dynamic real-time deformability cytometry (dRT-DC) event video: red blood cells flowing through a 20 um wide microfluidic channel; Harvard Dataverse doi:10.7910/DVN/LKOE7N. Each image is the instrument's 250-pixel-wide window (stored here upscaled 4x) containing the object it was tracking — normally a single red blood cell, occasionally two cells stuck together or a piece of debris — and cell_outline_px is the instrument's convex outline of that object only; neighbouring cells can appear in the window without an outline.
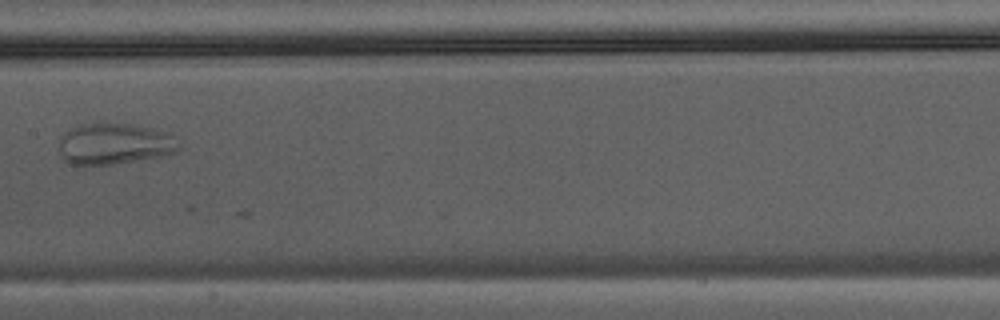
{"species": "Egyptian fruit bat (a non-hibernating species)", "species_latin": "Rousettus aegyptiacus", "temperature_condition": "warm", "stored_images_in_passage": 11, "camera_frame_rate_fps": 3000, "um_per_image_px": 0.085, "animal": {"sex": "male"}, "frame": {"image": 1, "passage_image": 9, "time_ms": 2.667, "image_size_px": [1000, 320], "cell_outline_px": [[180, 148], [176, 152], [156, 156], [112, 164], [84, 168], [72, 164], [64, 160], [60, 156], [60, 136], [68, 128], [80, 124], [132, 124], [172, 132], [180, 144]], "centroid_in_image_um": [9.69, 12.24], "position_along_channel_um": 197.7, "area_um2": 29.25}}